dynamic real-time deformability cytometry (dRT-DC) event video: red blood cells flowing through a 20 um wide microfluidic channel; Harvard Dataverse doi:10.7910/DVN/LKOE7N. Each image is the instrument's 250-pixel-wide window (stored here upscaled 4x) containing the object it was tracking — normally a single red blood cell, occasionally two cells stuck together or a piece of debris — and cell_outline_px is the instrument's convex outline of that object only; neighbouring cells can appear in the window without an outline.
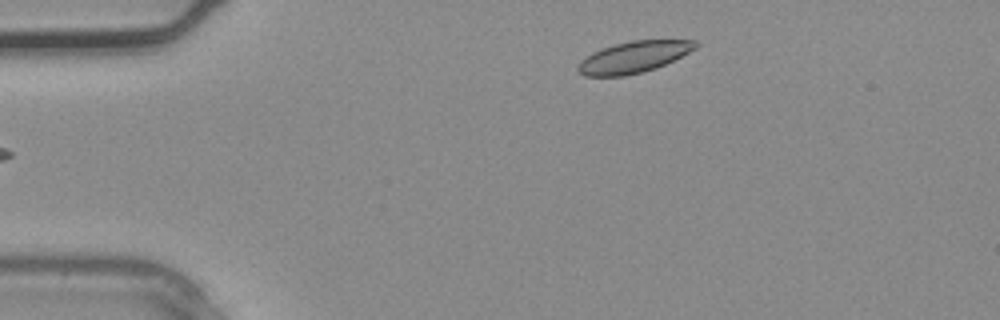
{"species": "common noctule bat (a hibernating species)", "species_latin": "Nyctalus noctula", "temperature_condition": "warm", "stored_images_in_passage": 2, "camera_frame_rate_fps": 3000, "um_per_image_px": 0.085, "animal": {"sex": "male", "body_mass_g": 20.4}, "frame": {"image": 1, "passage_image": 2, "time_ms": 0.333, "image_size_px": [1000, 320], "cell_outline_px": [[700, 44], [696, 48], [656, 68], [644, 72], [624, 76], [584, 76], [576, 68], [580, 60], [592, 52], [616, 44], [632, 40], [696, 40]], "centroid_in_image_um": [53.84, 4.85], "position_along_channel_um": 31.2, "area_um2": 21.39}}